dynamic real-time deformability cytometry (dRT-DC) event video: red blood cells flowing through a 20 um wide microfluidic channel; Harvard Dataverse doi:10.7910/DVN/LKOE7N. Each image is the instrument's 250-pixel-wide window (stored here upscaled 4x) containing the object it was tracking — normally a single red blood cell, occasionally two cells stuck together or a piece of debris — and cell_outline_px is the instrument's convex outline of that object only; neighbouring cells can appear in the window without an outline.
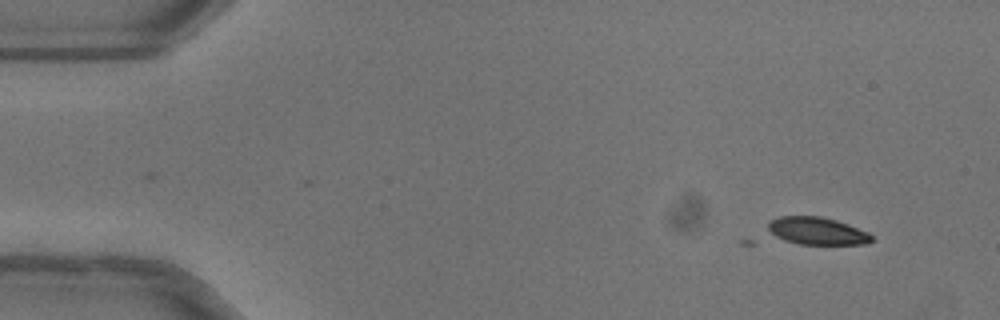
{"species": "common noctule bat (a hibernating species)", "species_latin": "Nyctalus noctula", "temperature_condition": "warm", "stored_images_in_passage": 4, "camera_frame_rate_fps": 3000, "um_per_image_px": 0.085, "animal": {"sex": "female"}, "frame": {"image": 1, "passage_image": 1, "time_ms": 0.0, "image_size_px": [1000, 320], "cell_outline_px": [[872, 240], [868, 244], [800, 244], [784, 240], [768, 232], [768, 220], [780, 216], [820, 216], [836, 220], [848, 224], [868, 232], [872, 236]], "centroid_in_image_um": [69.43, 19.62], "position_along_channel_um": 15.6, "area_um2": 16.65}}